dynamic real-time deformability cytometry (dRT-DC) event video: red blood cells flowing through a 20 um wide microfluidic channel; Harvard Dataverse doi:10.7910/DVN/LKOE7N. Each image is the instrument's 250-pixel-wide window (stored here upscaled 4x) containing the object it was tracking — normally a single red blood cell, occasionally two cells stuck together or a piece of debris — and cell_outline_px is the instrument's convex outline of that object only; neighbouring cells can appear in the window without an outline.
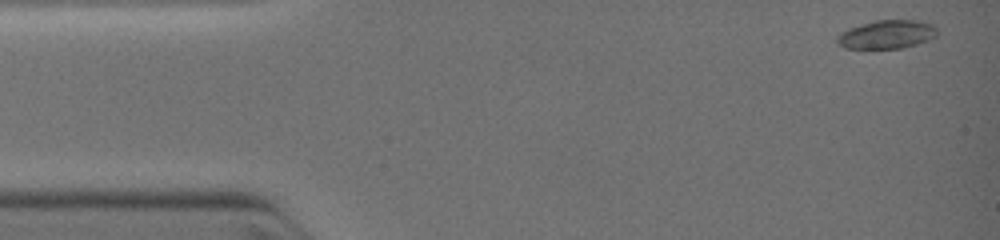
{"species": "common noctule bat (a hibernating species)", "species_latin": "Nyctalus noctula", "temperature_condition": "warm", "stored_images_in_passage": 14, "camera_frame_rate_fps": 3000, "um_per_image_px": 0.085, "animal": {"sex": "female", "body_mass_g": 19.0, "forearm_length_mm": 51.5}, "frame": {"image": 1, "passage_image": 1, "time_ms": 0.0, "image_size_px": [1000, 240], "cell_outline_px": [[936, 36], [928, 40], [916, 44], [900, 48], [844, 48], [836, 44], [836, 36], [840, 32], [848, 28], [876, 20], [920, 20], [932, 24], [936, 28]], "centroid_in_image_um": [75.34, 2.92], "position_along_channel_um": 9.7, "area_um2": 16.65}}
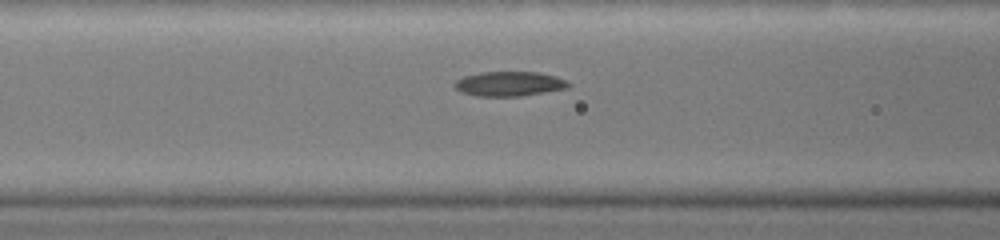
{"frame": {"image": 2, "passage_image": 10, "time_ms": 4.333, "image_size_px": [1000, 240], "cell_outline_px": [[572, 84], [568, 88], [520, 96], [476, 96], [464, 92], [456, 88], [452, 84], [456, 80], [464, 76], [480, 72], [540, 72], [556, 76], [568, 80]], "centroid_in_image_um": [43.33, 7.11], "position_along_channel_um": 123.3, "area_um2": 16.42}}
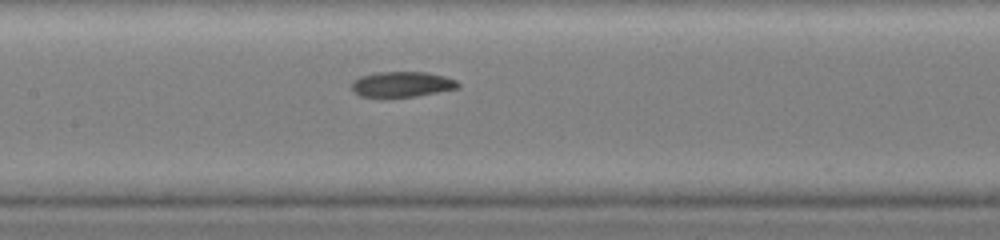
{"frame": {"image": 3, "passage_image": 14, "time_ms": 5.333, "image_size_px": [1000, 240], "cell_outline_px": [[460, 88], [416, 96], [360, 96], [352, 88], [352, 80], [360, 76], [376, 72], [428, 72], [444, 76], [456, 80], [460, 84]], "centroid_in_image_um": [34.2, 7.14], "position_along_channel_um": 173.2, "area_um2": 15.61}}